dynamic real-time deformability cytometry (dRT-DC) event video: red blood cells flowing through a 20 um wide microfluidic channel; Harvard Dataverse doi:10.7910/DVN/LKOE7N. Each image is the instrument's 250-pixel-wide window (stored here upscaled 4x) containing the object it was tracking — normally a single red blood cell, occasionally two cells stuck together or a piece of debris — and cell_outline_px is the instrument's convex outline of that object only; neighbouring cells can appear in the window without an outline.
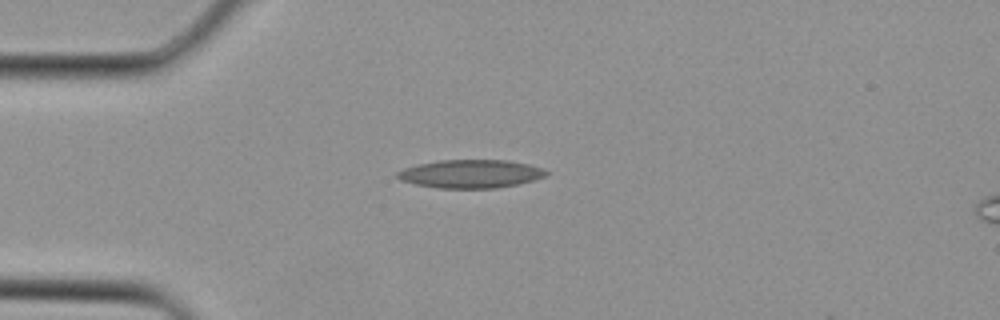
{"species": "Egyptian fruit bat (a non-hibernating species)", "species_latin": "Rousettus aegyptiacus", "temperature_condition": "cold", "stored_images_in_passage": 3, "camera_frame_rate_fps": 3000, "um_per_image_px": 0.085, "animal": {"sex": "female"}, "frame": {"image": 1, "passage_image": 3, "time_ms": 0.667, "image_size_px": [1000, 320], "cell_outline_px": [[548, 172], [544, 176], [532, 180], [516, 184], [496, 188], [440, 188], [416, 184], [400, 180], [396, 176], [396, 172], [404, 168], [420, 164], [440, 160], [508, 160], [528, 164], [540, 168]], "centroid_in_image_um": [39.97, 14.77], "position_along_channel_um": 45.0, "area_um2": 24.22}}